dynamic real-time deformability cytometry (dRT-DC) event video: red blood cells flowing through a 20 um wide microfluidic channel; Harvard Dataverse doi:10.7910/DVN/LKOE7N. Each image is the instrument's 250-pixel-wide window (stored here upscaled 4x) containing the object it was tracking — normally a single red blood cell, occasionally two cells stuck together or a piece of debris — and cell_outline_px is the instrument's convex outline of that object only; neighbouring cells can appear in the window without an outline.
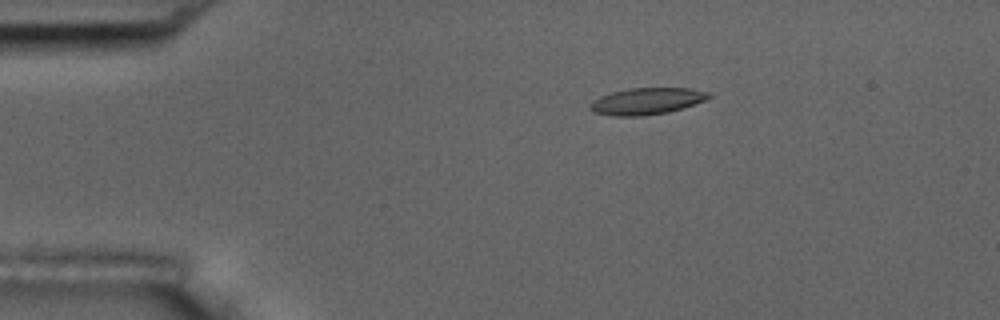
{"species": "common noctule bat (a hibernating species)", "species_latin": "Nyctalus noctula", "temperature_condition": "room temperature", "stored_images_in_passage": 4, "camera_frame_rate_fps": 3000, "um_per_image_px": 0.085, "animal": {"sex": "male", "body_mass_g": 17.5, "forearm_length_mm": 52.3}, "frame": {"image": 1, "passage_image": 4, "time_ms": 3.333, "image_size_px": [1000, 320], "cell_outline_px": [[712, 96], [704, 100], [668, 112], [644, 116], [612, 116], [592, 112], [588, 108], [588, 104], [592, 100], [600, 96], [612, 92], [628, 88], [688, 88], [708, 92]], "centroid_in_image_um": [54.88, 8.6], "position_along_channel_um": 30.1, "area_um2": 18.44}}